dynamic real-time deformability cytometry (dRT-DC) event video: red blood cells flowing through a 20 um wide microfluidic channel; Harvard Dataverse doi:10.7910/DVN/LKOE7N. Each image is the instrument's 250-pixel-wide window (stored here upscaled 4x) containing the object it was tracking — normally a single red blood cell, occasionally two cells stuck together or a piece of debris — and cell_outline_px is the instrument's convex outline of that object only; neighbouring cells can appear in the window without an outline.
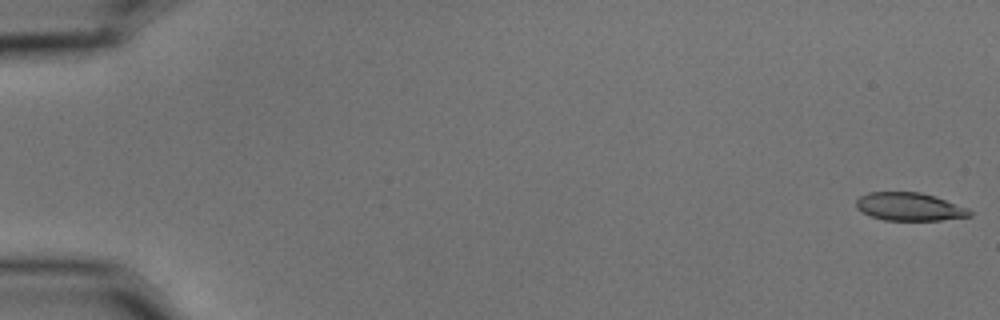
{"species": "common noctule bat (a hibernating species)", "species_latin": "Nyctalus noctula", "temperature_condition": "cold", "stored_images_in_passage": 57, "camera_frame_rate_fps": 3000, "um_per_image_px": 0.085, "animal": {"sex": "male", "body_mass_g": 15.6}, "frame": {"image": 1, "passage_image": 1, "time_ms": 0.0, "image_size_px": [1000, 320], "cell_outline_px": [[972, 216], [940, 220], [884, 220], [860, 212], [856, 208], [856, 200], [860, 196], [868, 192], [920, 192], [936, 196], [968, 208], [972, 212]], "centroid_in_image_um": [77.3, 17.56], "position_along_channel_um": 7.7, "area_um2": 18.67}}
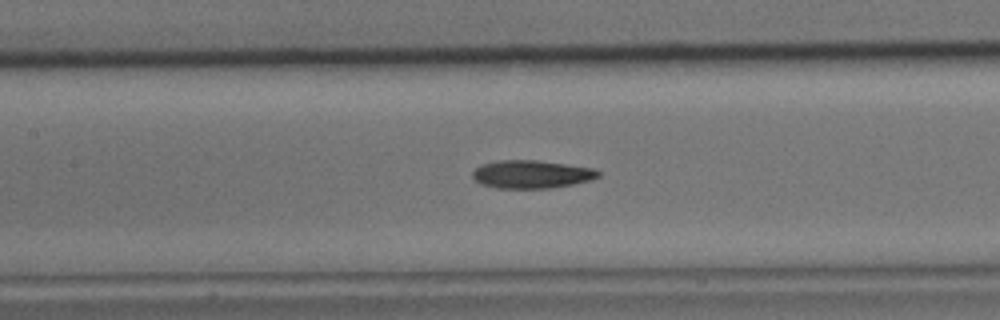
{"frame": {"image": 2, "passage_image": 27, "time_ms": 8.667, "image_size_px": [1000, 320], "cell_outline_px": [[600, 176], [592, 180], [552, 188], [496, 188], [480, 184], [472, 176], [472, 172], [480, 164], [496, 160], [536, 160], [596, 168], [600, 172]], "centroid_in_image_um": [45.18, 14.81], "position_along_channel_um": 162.2, "area_um2": 20.75}}
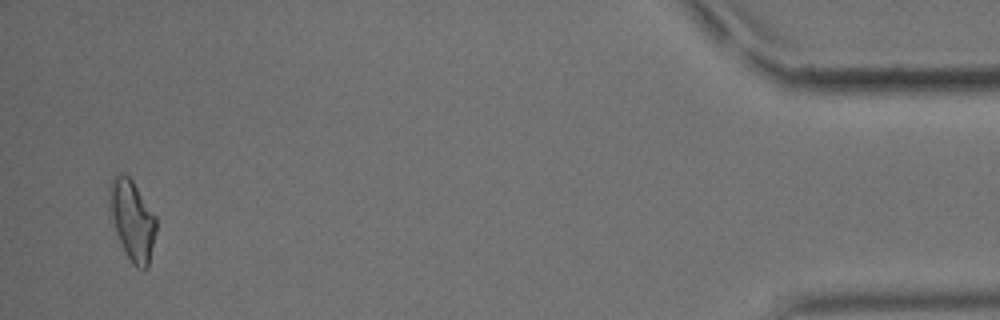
{"frame": {"image": 3, "passage_image": 55, "time_ms": 18.0, "image_size_px": [1000, 320], "cell_outline_px": [[156, 232], [148, 268], [144, 272], [136, 268], [132, 264], [116, 232], [108, 204], [108, 188], [112, 176], [116, 172], [120, 172], [128, 176], [132, 180], [156, 216]], "centroid_in_image_um": [11.24, 18.69], "position_along_channel_um": 424.0, "area_um2": 22.02}, "authors_computed_cell_mechanics": {"area_um2": 20.2878, "velocity_mm_per_s": 3.5982, "shape_relaxation_time_tau1_ms": 7.0968, "shape_relaxation_time_tau2_ms": 4.8045, "deformation_change_tau1": 0.2054, "deformation_change_tau2": 0.1408}}